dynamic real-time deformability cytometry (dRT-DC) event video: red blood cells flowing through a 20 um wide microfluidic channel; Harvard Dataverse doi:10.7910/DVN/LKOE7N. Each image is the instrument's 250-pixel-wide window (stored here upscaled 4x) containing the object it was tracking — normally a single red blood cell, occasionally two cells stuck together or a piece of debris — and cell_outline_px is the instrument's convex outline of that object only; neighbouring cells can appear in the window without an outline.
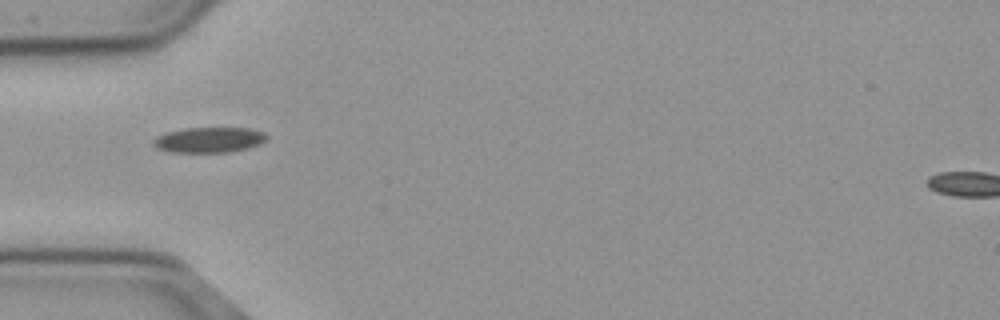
{"species": "common noctule bat (a hibernating species)", "species_latin": "Nyctalus noctula", "temperature_condition": "cold", "stored_images_in_passage": 15, "camera_frame_rate_fps": 3000, "um_per_image_px": 0.085, "animal": {"sex": "male", "body_mass_g": 23.1, "forearm_length_mm": 52.7}, "frame": {"image": 1, "passage_image": 1, "time_ms": 0.0, "image_size_px": [1000, 320], "cell_outline_px": [[268, 136], [260, 144], [248, 148], [228, 152], [172, 152], [156, 148], [152, 144], [152, 140], [156, 136], [168, 132], [184, 128], [248, 128], [264, 132]], "centroid_in_image_um": [17.75, 11.89], "position_along_channel_um": 67.3, "area_um2": 16.76}}